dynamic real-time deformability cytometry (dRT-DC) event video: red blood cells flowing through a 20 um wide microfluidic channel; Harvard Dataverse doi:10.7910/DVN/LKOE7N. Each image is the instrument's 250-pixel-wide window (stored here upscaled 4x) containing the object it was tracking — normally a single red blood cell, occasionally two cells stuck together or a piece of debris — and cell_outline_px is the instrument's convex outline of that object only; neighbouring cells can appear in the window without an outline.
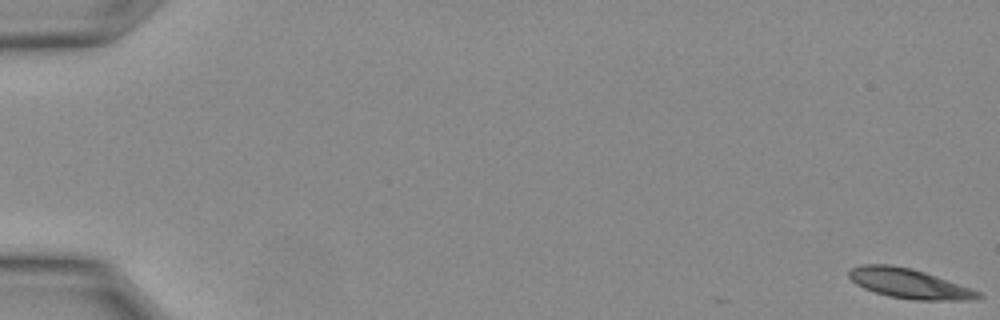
{"species": "Egyptian fruit bat (a non-hibernating species)", "species_latin": "Rousettus aegyptiacus", "temperature_condition": "warm", "stored_images_in_passage": 10, "camera_frame_rate_fps": 3000, "um_per_image_px": 0.085, "animal": {"sex": "female"}, "frame": {"image": 1, "passage_image": 1, "time_ms": 0.0, "image_size_px": [1000, 320], "cell_outline_px": [[984, 296], [972, 300], [912, 300], [888, 296], [864, 288], [856, 284], [848, 276], [848, 272], [852, 268], [864, 264], [888, 264], [912, 268], [936, 276], [980, 292]], "centroid_in_image_um": [77.26, 24.1], "position_along_channel_um": 7.7, "area_um2": 22.2}}